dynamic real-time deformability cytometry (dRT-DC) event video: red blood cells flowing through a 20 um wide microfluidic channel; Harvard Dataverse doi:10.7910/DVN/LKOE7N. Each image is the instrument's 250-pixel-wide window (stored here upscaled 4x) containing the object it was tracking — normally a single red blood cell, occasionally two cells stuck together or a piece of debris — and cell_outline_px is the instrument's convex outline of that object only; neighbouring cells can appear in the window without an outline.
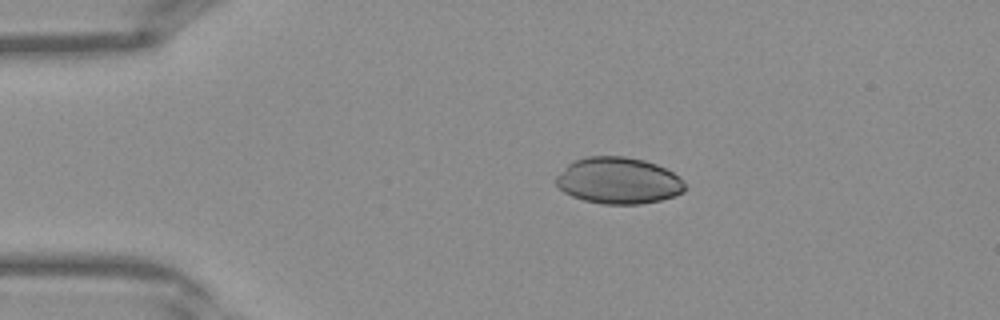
{"species": "Egyptian fruit bat (a non-hibernating species)", "species_latin": "Rousettus aegyptiacus", "temperature_condition": "warm", "stored_images_in_passage": 33, "camera_frame_rate_fps": 3000, "um_per_image_px": 0.085, "frame": {"image": 1, "passage_image": 1, "time_ms": 0.0, "image_size_px": [1000, 320], "cell_outline_px": [[684, 192], [676, 196], [660, 200], [640, 204], [604, 204], [584, 200], [572, 196], [564, 192], [556, 184], [556, 176], [568, 164], [576, 160], [588, 156], [624, 156], [644, 160], [656, 164], [672, 172], [684, 184]], "centroid_in_image_um": [52.55, 15.36], "position_along_channel_um": 32.5, "area_um2": 34.68}}
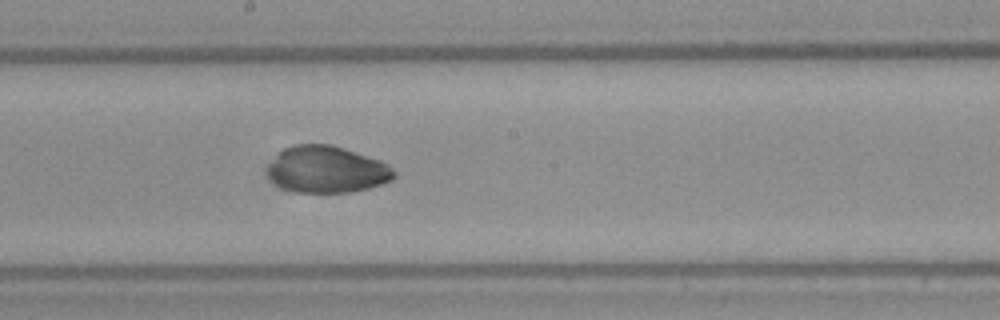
{"frame": {"image": 2, "passage_image": 15, "time_ms": 4.667, "image_size_px": [1000, 320], "cell_outline_px": [[396, 176], [392, 180], [368, 188], [348, 192], [296, 192], [284, 188], [276, 184], [268, 176], [268, 168], [280, 152], [284, 148], [292, 144], [332, 144], [380, 160], [388, 164], [396, 172]], "centroid_in_image_um": [27.81, 14.4], "position_along_channel_um": 220.4, "area_um2": 34.22}}
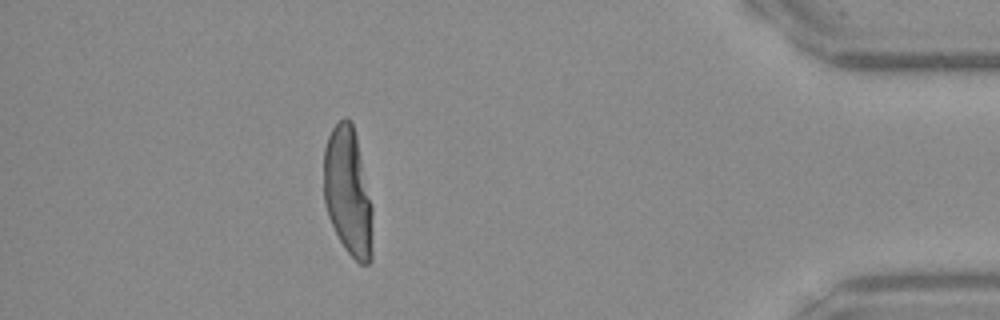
{"frame": {"image": 3, "passage_image": 29, "time_ms": 9.333, "image_size_px": [1000, 320], "cell_outline_px": [[372, 260], [368, 264], [360, 264], [344, 248], [328, 216], [324, 204], [324, 148], [328, 136], [332, 128], [344, 116], [352, 124], [356, 136], [372, 204]], "centroid_in_image_um": [29.58, 16.33], "position_along_channel_um": 405.6, "area_um2": 36.47}}